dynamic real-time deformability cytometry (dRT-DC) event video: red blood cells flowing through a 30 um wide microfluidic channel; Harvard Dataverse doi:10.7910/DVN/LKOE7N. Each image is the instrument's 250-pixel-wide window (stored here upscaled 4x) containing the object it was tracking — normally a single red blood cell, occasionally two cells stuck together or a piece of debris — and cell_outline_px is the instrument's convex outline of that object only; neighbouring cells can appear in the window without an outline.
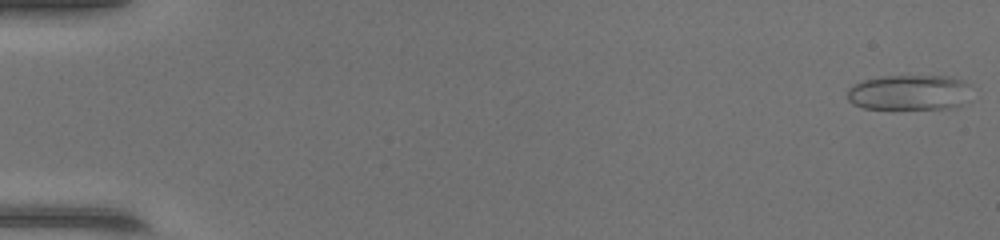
{"species": "common noctule bat (a hibernating species)", "species_latin": "Nyctalus noctula", "temperature_condition": "warm", "stored_images_in_passage": 48, "camera_frame_rate_fps": 3000, "um_per_image_px": 0.085, "animal": {"sex": "female", "body_mass_g": 17.0, "forearm_length_mm": 48.0}, "frame": {"image": 1, "passage_image": 1, "time_ms": 0.0, "image_size_px": [1000, 240], "cell_outline_px": [[968, 84], [956, 108], [864, 108], [852, 104], [848, 100], [848, 88], [864, 80], [884, 76], [952, 76], [964, 80]], "centroid_in_image_um": [77.19, 7.84], "position_along_channel_um": 7.8, "area_um2": 24.8}}
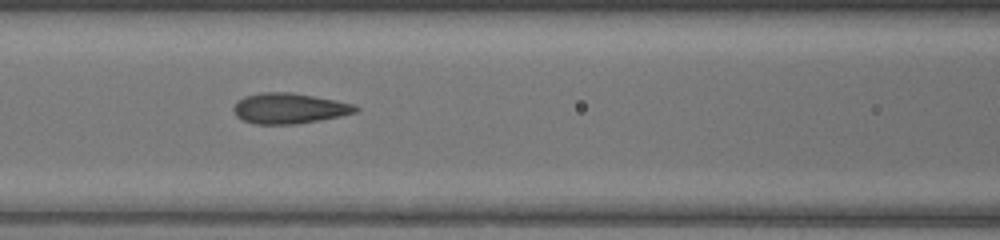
{"frame": {"image": 2, "passage_image": 22, "time_ms": 7.0, "image_size_px": [1000, 240], "cell_outline_px": [[360, 108], [356, 112], [340, 116], [320, 120], [296, 124], [256, 124], [244, 120], [236, 116], [232, 108], [244, 96], [260, 92], [288, 92], [336, 100], [352, 104]], "centroid_in_image_um": [24.57, 9.21], "position_along_channel_um": 142.0, "area_um2": 21.5}}
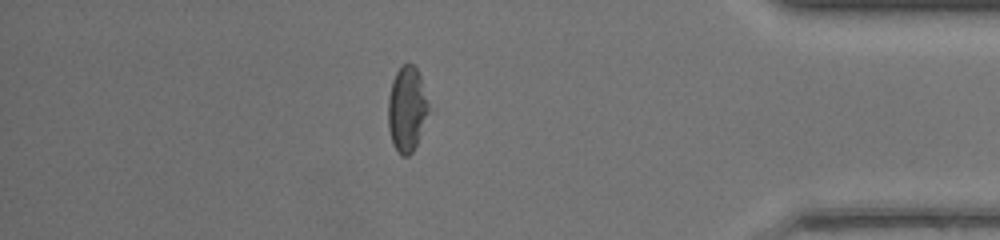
{"frame": {"image": 3, "passage_image": 42, "time_ms": 13.667, "image_size_px": [1000, 240], "cell_outline_px": [[428, 112], [416, 144], [412, 152], [408, 156], [400, 156], [392, 144], [388, 128], [388, 96], [392, 80], [396, 72], [404, 64], [412, 64], [416, 68], [420, 76], [428, 104]], "centroid_in_image_um": [34.55, 9.29], "position_along_channel_um": 400.7, "area_um2": 19.88}, "authors_computed_cell_mechanics": {"area_um2": 21.5305, "velocity_mm_per_s": 4.3771, "shape_relaxation_time_tau1_ms": 10.0664, "shape_relaxation_time_tau2_ms": 0.8607, "deformation_change_tau1": 0.2439, "deformation_change_tau2": 0.0783}}